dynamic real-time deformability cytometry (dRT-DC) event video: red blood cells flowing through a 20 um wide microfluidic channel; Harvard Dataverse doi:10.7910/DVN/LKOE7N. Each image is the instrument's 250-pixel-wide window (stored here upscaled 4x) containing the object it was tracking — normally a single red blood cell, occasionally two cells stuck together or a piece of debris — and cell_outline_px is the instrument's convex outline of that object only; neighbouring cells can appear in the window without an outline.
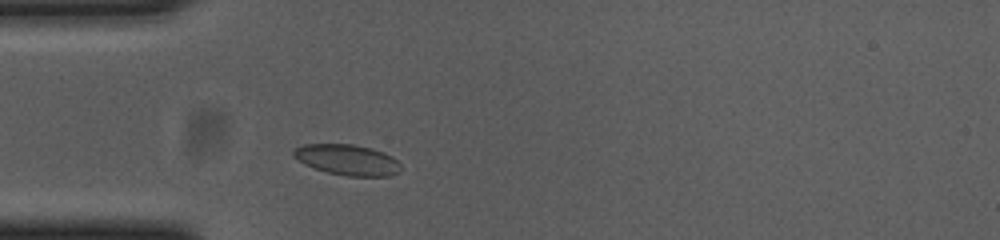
{"species": "common noctule bat (a hibernating species)", "species_latin": "Nyctalus noctula", "temperature_condition": "cold", "stored_images_in_passage": 36, "camera_frame_rate_fps": 3000, "um_per_image_px": 0.085, "animal": {"sex": "female", "body_mass_g": 23.0, "forearm_length_mm": 53.4}, "frame": {"image": 1, "passage_image": 5, "time_ms": 1.333, "image_size_px": [1000, 240], "cell_outline_px": [[400, 172], [388, 176], [348, 176], [328, 172], [304, 164], [292, 156], [292, 152], [296, 148], [304, 144], [352, 144], [372, 148], [384, 152], [392, 156], [400, 164]], "centroid_in_image_um": [29.53, 13.58], "position_along_channel_um": 55.5, "area_um2": 19.13}}
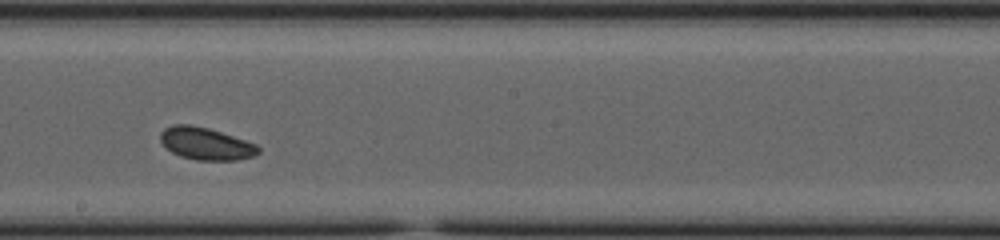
{"frame": {"image": 2, "passage_image": 20, "time_ms": 6.333, "image_size_px": [1000, 240], "cell_outline_px": [[260, 152], [252, 156], [236, 160], [196, 160], [180, 156], [172, 152], [160, 140], [160, 132], [164, 128], [172, 124], [192, 124], [208, 128], [256, 144], [260, 148]], "centroid_in_image_um": [17.47, 12.2], "position_along_channel_um": 230.7, "area_um2": 18.32}}
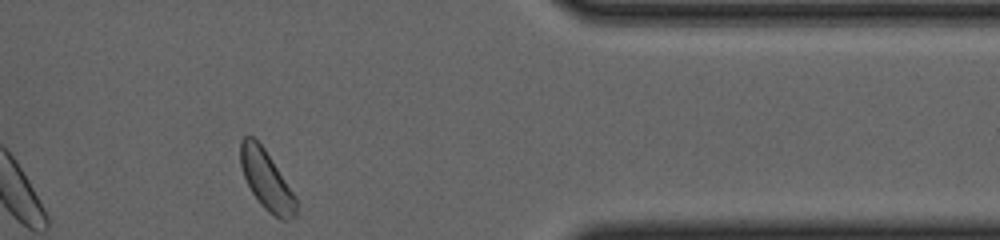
{"frame": {"image": 3, "passage_image": 35, "time_ms": 11.333, "image_size_px": [1000, 240], "cell_outline_px": [[300, 204], [296, 216], [288, 220], [280, 220], [268, 212], [260, 204], [252, 192], [244, 176], [240, 164], [240, 140], [244, 136], [252, 136], [264, 148], [296, 196]], "centroid_in_image_um": [22.69, 15.36], "position_along_channel_um": 388.7, "area_um2": 19.42}}